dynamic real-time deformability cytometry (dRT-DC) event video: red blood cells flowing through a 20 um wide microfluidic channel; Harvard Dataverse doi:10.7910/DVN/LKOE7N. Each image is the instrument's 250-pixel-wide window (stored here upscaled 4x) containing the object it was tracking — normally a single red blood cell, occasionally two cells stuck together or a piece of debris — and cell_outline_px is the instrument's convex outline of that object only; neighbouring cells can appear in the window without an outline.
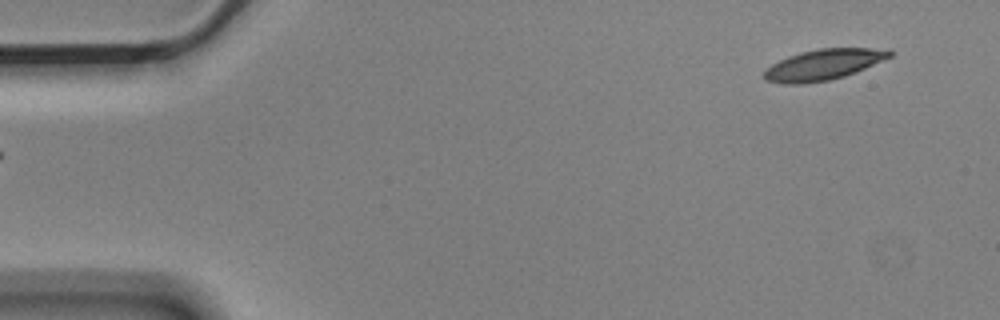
{"species": "Egyptian fruit bat (a non-hibernating species)", "species_latin": "Rousettus aegyptiacus", "temperature_condition": "cold", "stored_images_in_passage": 5, "camera_frame_rate_fps": 3000, "um_per_image_px": 0.085, "animal": {"sex": "male"}, "frame": {"image": 1, "passage_image": 5, "time_ms": 1.333, "image_size_px": [1000, 320], "cell_outline_px": [[892, 56], [864, 68], [844, 76], [828, 80], [804, 84], [784, 84], [764, 80], [760, 76], [764, 68], [788, 56], [800, 52], [820, 48], [892, 48]], "centroid_in_image_um": [69.94, 5.49], "position_along_channel_um": 15.1, "area_um2": 22.72}}